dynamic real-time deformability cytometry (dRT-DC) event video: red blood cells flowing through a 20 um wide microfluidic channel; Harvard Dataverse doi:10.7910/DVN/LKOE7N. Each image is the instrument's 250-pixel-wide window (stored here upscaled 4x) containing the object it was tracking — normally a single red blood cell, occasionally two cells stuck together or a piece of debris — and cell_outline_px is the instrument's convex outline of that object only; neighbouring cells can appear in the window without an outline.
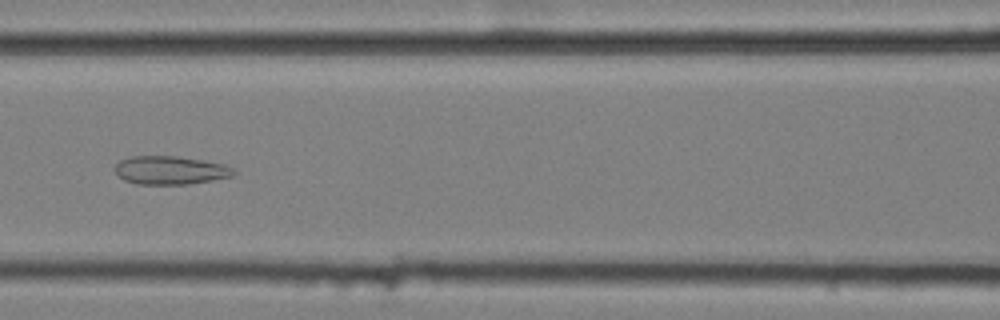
{"species": "common noctule bat (a hibernating species)", "species_latin": "Nyctalus noctula", "temperature_condition": "cold", "stored_images_in_passage": 9, "camera_frame_rate_fps": 3000, "um_per_image_px": 0.085, "animal": {"sex": "female", "body_mass_g": 25.1}, "frame": {"image": 1, "passage_image": 8, "time_ms": 2.333, "image_size_px": [1000, 320], "cell_outline_px": [[236, 172], [232, 176], [212, 180], [188, 184], [136, 184], [124, 180], [116, 172], [116, 164], [120, 160], [132, 156], [176, 156], [204, 160], [224, 164], [232, 168]], "centroid_in_image_um": [14.49, 14.47], "position_along_channel_um": 152.1, "area_um2": 19.54}}
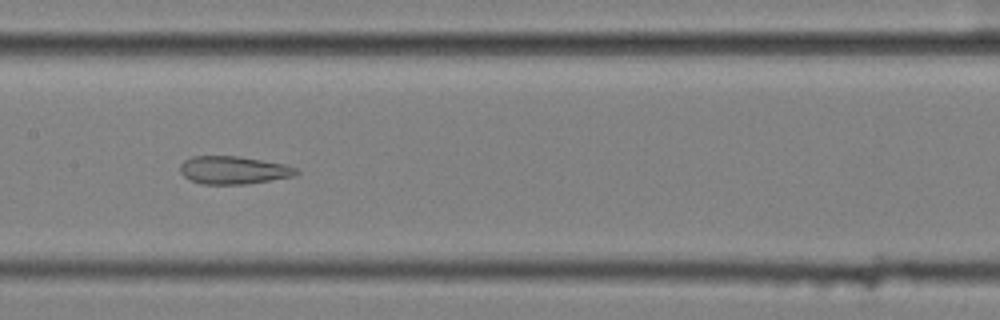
{"frame": {"image": 2, "passage_image": 9, "time_ms": 2.667, "image_size_px": [1000, 320], "cell_outline_px": [[300, 172], [292, 176], [244, 184], [200, 184], [184, 176], [180, 172], [180, 164], [184, 160], [192, 156], [236, 156], [284, 164], [296, 168]], "centroid_in_image_um": [19.8, 14.45], "position_along_channel_um": 187.6, "area_um2": 18.61}}